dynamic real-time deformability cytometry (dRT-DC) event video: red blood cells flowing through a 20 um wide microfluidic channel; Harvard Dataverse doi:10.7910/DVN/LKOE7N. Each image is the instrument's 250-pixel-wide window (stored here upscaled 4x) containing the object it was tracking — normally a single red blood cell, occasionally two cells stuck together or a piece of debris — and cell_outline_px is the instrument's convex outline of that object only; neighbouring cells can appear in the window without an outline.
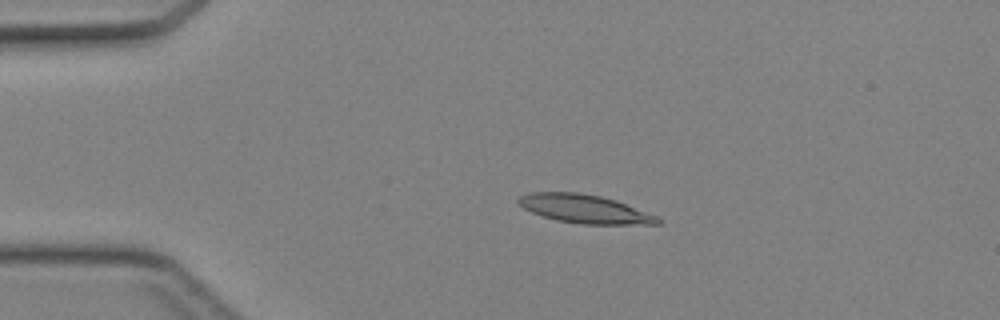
{"species": "Egyptian fruit bat (a non-hibernating species)", "species_latin": "Rousettus aegyptiacus", "temperature_condition": "cold", "stored_images_in_passage": 3, "camera_frame_rate_fps": 3000, "um_per_image_px": 0.085, "animal": {"sex": "female"}, "frame": {"image": 1, "passage_image": 2, "time_ms": 0.333, "image_size_px": [1000, 320], "cell_outline_px": [[660, 224], [580, 224], [556, 220], [532, 212], [524, 208], [516, 200], [520, 196], [528, 192], [576, 192], [600, 196], [616, 200], [660, 216]], "centroid_in_image_um": [49.73, 17.75], "position_along_channel_um": 35.3, "area_um2": 23.18}}